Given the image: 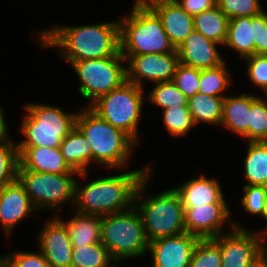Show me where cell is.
<instances>
[{
	"label": "cell",
	"mask_w": 267,
	"mask_h": 267,
	"mask_svg": "<svg viewBox=\"0 0 267 267\" xmlns=\"http://www.w3.org/2000/svg\"><path fill=\"white\" fill-rule=\"evenodd\" d=\"M260 217H263L265 220H267V196H266L265 204H264L263 211ZM265 227H266L265 230L261 232L267 236V225Z\"/></svg>",
	"instance_id": "45"
},
{
	"label": "cell",
	"mask_w": 267,
	"mask_h": 267,
	"mask_svg": "<svg viewBox=\"0 0 267 267\" xmlns=\"http://www.w3.org/2000/svg\"><path fill=\"white\" fill-rule=\"evenodd\" d=\"M75 175L79 176L80 173L36 172L25 170L19 165L17 179L23 185L37 211L48 208L56 213L61 204H74Z\"/></svg>",
	"instance_id": "9"
},
{
	"label": "cell",
	"mask_w": 267,
	"mask_h": 267,
	"mask_svg": "<svg viewBox=\"0 0 267 267\" xmlns=\"http://www.w3.org/2000/svg\"><path fill=\"white\" fill-rule=\"evenodd\" d=\"M231 73L224 61L222 64L200 70L199 93L225 98V90L231 85ZM224 94V95H223Z\"/></svg>",
	"instance_id": "29"
},
{
	"label": "cell",
	"mask_w": 267,
	"mask_h": 267,
	"mask_svg": "<svg viewBox=\"0 0 267 267\" xmlns=\"http://www.w3.org/2000/svg\"><path fill=\"white\" fill-rule=\"evenodd\" d=\"M76 127L91 145L92 163L108 169L127 168L130 155L138 145L128 134L106 122L89 106L78 112Z\"/></svg>",
	"instance_id": "4"
},
{
	"label": "cell",
	"mask_w": 267,
	"mask_h": 267,
	"mask_svg": "<svg viewBox=\"0 0 267 267\" xmlns=\"http://www.w3.org/2000/svg\"><path fill=\"white\" fill-rule=\"evenodd\" d=\"M247 62V75L250 81L267 94V55L254 54L243 58Z\"/></svg>",
	"instance_id": "38"
},
{
	"label": "cell",
	"mask_w": 267,
	"mask_h": 267,
	"mask_svg": "<svg viewBox=\"0 0 267 267\" xmlns=\"http://www.w3.org/2000/svg\"><path fill=\"white\" fill-rule=\"evenodd\" d=\"M0 267H2V257L0 256Z\"/></svg>",
	"instance_id": "47"
},
{
	"label": "cell",
	"mask_w": 267,
	"mask_h": 267,
	"mask_svg": "<svg viewBox=\"0 0 267 267\" xmlns=\"http://www.w3.org/2000/svg\"><path fill=\"white\" fill-rule=\"evenodd\" d=\"M151 178L152 170L140 181L134 197L148 241L185 233V210L178 192L171 188L146 197Z\"/></svg>",
	"instance_id": "3"
},
{
	"label": "cell",
	"mask_w": 267,
	"mask_h": 267,
	"mask_svg": "<svg viewBox=\"0 0 267 267\" xmlns=\"http://www.w3.org/2000/svg\"><path fill=\"white\" fill-rule=\"evenodd\" d=\"M16 267H50L43 253L17 251L5 255Z\"/></svg>",
	"instance_id": "40"
},
{
	"label": "cell",
	"mask_w": 267,
	"mask_h": 267,
	"mask_svg": "<svg viewBox=\"0 0 267 267\" xmlns=\"http://www.w3.org/2000/svg\"><path fill=\"white\" fill-rule=\"evenodd\" d=\"M71 267H118L107 248L101 243L73 246Z\"/></svg>",
	"instance_id": "28"
},
{
	"label": "cell",
	"mask_w": 267,
	"mask_h": 267,
	"mask_svg": "<svg viewBox=\"0 0 267 267\" xmlns=\"http://www.w3.org/2000/svg\"><path fill=\"white\" fill-rule=\"evenodd\" d=\"M152 169L150 163L143 169L101 177L84 185L76 180L74 210L102 217L130 209L140 181Z\"/></svg>",
	"instance_id": "2"
},
{
	"label": "cell",
	"mask_w": 267,
	"mask_h": 267,
	"mask_svg": "<svg viewBox=\"0 0 267 267\" xmlns=\"http://www.w3.org/2000/svg\"><path fill=\"white\" fill-rule=\"evenodd\" d=\"M3 112L4 110L0 106V143H3L10 138V136L8 135V126Z\"/></svg>",
	"instance_id": "42"
},
{
	"label": "cell",
	"mask_w": 267,
	"mask_h": 267,
	"mask_svg": "<svg viewBox=\"0 0 267 267\" xmlns=\"http://www.w3.org/2000/svg\"><path fill=\"white\" fill-rule=\"evenodd\" d=\"M2 267H16V266L5 255H3Z\"/></svg>",
	"instance_id": "46"
},
{
	"label": "cell",
	"mask_w": 267,
	"mask_h": 267,
	"mask_svg": "<svg viewBox=\"0 0 267 267\" xmlns=\"http://www.w3.org/2000/svg\"><path fill=\"white\" fill-rule=\"evenodd\" d=\"M170 1H176V0H135V3L133 4V7L150 8L156 3L170 2Z\"/></svg>",
	"instance_id": "43"
},
{
	"label": "cell",
	"mask_w": 267,
	"mask_h": 267,
	"mask_svg": "<svg viewBox=\"0 0 267 267\" xmlns=\"http://www.w3.org/2000/svg\"><path fill=\"white\" fill-rule=\"evenodd\" d=\"M241 206L247 213L261 216L267 196V186L244 185Z\"/></svg>",
	"instance_id": "37"
},
{
	"label": "cell",
	"mask_w": 267,
	"mask_h": 267,
	"mask_svg": "<svg viewBox=\"0 0 267 267\" xmlns=\"http://www.w3.org/2000/svg\"><path fill=\"white\" fill-rule=\"evenodd\" d=\"M200 69L178 63L173 82L177 88L187 97L195 96L199 90Z\"/></svg>",
	"instance_id": "36"
},
{
	"label": "cell",
	"mask_w": 267,
	"mask_h": 267,
	"mask_svg": "<svg viewBox=\"0 0 267 267\" xmlns=\"http://www.w3.org/2000/svg\"><path fill=\"white\" fill-rule=\"evenodd\" d=\"M189 267H221L220 247L211 239H199Z\"/></svg>",
	"instance_id": "34"
},
{
	"label": "cell",
	"mask_w": 267,
	"mask_h": 267,
	"mask_svg": "<svg viewBox=\"0 0 267 267\" xmlns=\"http://www.w3.org/2000/svg\"><path fill=\"white\" fill-rule=\"evenodd\" d=\"M37 212L23 185L16 179L0 189V225L7 236H11L19 221Z\"/></svg>",
	"instance_id": "16"
},
{
	"label": "cell",
	"mask_w": 267,
	"mask_h": 267,
	"mask_svg": "<svg viewBox=\"0 0 267 267\" xmlns=\"http://www.w3.org/2000/svg\"><path fill=\"white\" fill-rule=\"evenodd\" d=\"M252 16L229 19L223 46L236 51L240 59L254 55Z\"/></svg>",
	"instance_id": "24"
},
{
	"label": "cell",
	"mask_w": 267,
	"mask_h": 267,
	"mask_svg": "<svg viewBox=\"0 0 267 267\" xmlns=\"http://www.w3.org/2000/svg\"><path fill=\"white\" fill-rule=\"evenodd\" d=\"M143 88L125 81L119 88L100 96L89 107L113 127L128 134L137 144L139 120L142 118ZM139 137V138H138Z\"/></svg>",
	"instance_id": "8"
},
{
	"label": "cell",
	"mask_w": 267,
	"mask_h": 267,
	"mask_svg": "<svg viewBox=\"0 0 267 267\" xmlns=\"http://www.w3.org/2000/svg\"><path fill=\"white\" fill-rule=\"evenodd\" d=\"M101 243L117 264L124 259L139 258L148 253L150 242L134 206L101 217Z\"/></svg>",
	"instance_id": "6"
},
{
	"label": "cell",
	"mask_w": 267,
	"mask_h": 267,
	"mask_svg": "<svg viewBox=\"0 0 267 267\" xmlns=\"http://www.w3.org/2000/svg\"><path fill=\"white\" fill-rule=\"evenodd\" d=\"M184 210L186 232L200 239L214 238L226 233L222 231V226L232 220L227 203H210Z\"/></svg>",
	"instance_id": "15"
},
{
	"label": "cell",
	"mask_w": 267,
	"mask_h": 267,
	"mask_svg": "<svg viewBox=\"0 0 267 267\" xmlns=\"http://www.w3.org/2000/svg\"><path fill=\"white\" fill-rule=\"evenodd\" d=\"M251 267H267V251Z\"/></svg>",
	"instance_id": "44"
},
{
	"label": "cell",
	"mask_w": 267,
	"mask_h": 267,
	"mask_svg": "<svg viewBox=\"0 0 267 267\" xmlns=\"http://www.w3.org/2000/svg\"><path fill=\"white\" fill-rule=\"evenodd\" d=\"M174 189L178 192L184 208L210 203H227L218 180L201 175L194 177Z\"/></svg>",
	"instance_id": "20"
},
{
	"label": "cell",
	"mask_w": 267,
	"mask_h": 267,
	"mask_svg": "<svg viewBox=\"0 0 267 267\" xmlns=\"http://www.w3.org/2000/svg\"><path fill=\"white\" fill-rule=\"evenodd\" d=\"M251 110V94L241 93L239 96H226L223 100L221 126L238 136L247 139L249 113Z\"/></svg>",
	"instance_id": "22"
},
{
	"label": "cell",
	"mask_w": 267,
	"mask_h": 267,
	"mask_svg": "<svg viewBox=\"0 0 267 267\" xmlns=\"http://www.w3.org/2000/svg\"><path fill=\"white\" fill-rule=\"evenodd\" d=\"M217 6L229 19L256 16L264 11L260 0H217Z\"/></svg>",
	"instance_id": "35"
},
{
	"label": "cell",
	"mask_w": 267,
	"mask_h": 267,
	"mask_svg": "<svg viewBox=\"0 0 267 267\" xmlns=\"http://www.w3.org/2000/svg\"><path fill=\"white\" fill-rule=\"evenodd\" d=\"M254 54L267 55V12L252 16Z\"/></svg>",
	"instance_id": "39"
},
{
	"label": "cell",
	"mask_w": 267,
	"mask_h": 267,
	"mask_svg": "<svg viewBox=\"0 0 267 267\" xmlns=\"http://www.w3.org/2000/svg\"><path fill=\"white\" fill-rule=\"evenodd\" d=\"M11 140L0 143V189L17 179L20 165L18 143Z\"/></svg>",
	"instance_id": "32"
},
{
	"label": "cell",
	"mask_w": 267,
	"mask_h": 267,
	"mask_svg": "<svg viewBox=\"0 0 267 267\" xmlns=\"http://www.w3.org/2000/svg\"><path fill=\"white\" fill-rule=\"evenodd\" d=\"M247 143L243 163L245 185L267 186V141Z\"/></svg>",
	"instance_id": "25"
},
{
	"label": "cell",
	"mask_w": 267,
	"mask_h": 267,
	"mask_svg": "<svg viewBox=\"0 0 267 267\" xmlns=\"http://www.w3.org/2000/svg\"><path fill=\"white\" fill-rule=\"evenodd\" d=\"M59 214L49 219L38 234V246L50 267H71L73 245Z\"/></svg>",
	"instance_id": "14"
},
{
	"label": "cell",
	"mask_w": 267,
	"mask_h": 267,
	"mask_svg": "<svg viewBox=\"0 0 267 267\" xmlns=\"http://www.w3.org/2000/svg\"><path fill=\"white\" fill-rule=\"evenodd\" d=\"M267 141V99L251 95L248 142Z\"/></svg>",
	"instance_id": "31"
},
{
	"label": "cell",
	"mask_w": 267,
	"mask_h": 267,
	"mask_svg": "<svg viewBox=\"0 0 267 267\" xmlns=\"http://www.w3.org/2000/svg\"><path fill=\"white\" fill-rule=\"evenodd\" d=\"M20 132L25 137L18 147L59 148L62 140L76 127L77 113H67L62 108L48 104L25 105Z\"/></svg>",
	"instance_id": "7"
},
{
	"label": "cell",
	"mask_w": 267,
	"mask_h": 267,
	"mask_svg": "<svg viewBox=\"0 0 267 267\" xmlns=\"http://www.w3.org/2000/svg\"><path fill=\"white\" fill-rule=\"evenodd\" d=\"M126 60V81L143 87V80L152 83L173 81L179 63L177 50L169 53L122 55Z\"/></svg>",
	"instance_id": "12"
},
{
	"label": "cell",
	"mask_w": 267,
	"mask_h": 267,
	"mask_svg": "<svg viewBox=\"0 0 267 267\" xmlns=\"http://www.w3.org/2000/svg\"><path fill=\"white\" fill-rule=\"evenodd\" d=\"M59 149L68 166L80 173L79 177L88 176L87 167L92 162V148L77 127L62 140Z\"/></svg>",
	"instance_id": "21"
},
{
	"label": "cell",
	"mask_w": 267,
	"mask_h": 267,
	"mask_svg": "<svg viewBox=\"0 0 267 267\" xmlns=\"http://www.w3.org/2000/svg\"><path fill=\"white\" fill-rule=\"evenodd\" d=\"M126 60L120 50L111 57L87 59L71 64L80 79L79 93L90 102L119 88L126 81Z\"/></svg>",
	"instance_id": "10"
},
{
	"label": "cell",
	"mask_w": 267,
	"mask_h": 267,
	"mask_svg": "<svg viewBox=\"0 0 267 267\" xmlns=\"http://www.w3.org/2000/svg\"><path fill=\"white\" fill-rule=\"evenodd\" d=\"M150 90L148 101L161 110L174 107H188V98L177 88L173 81L154 83Z\"/></svg>",
	"instance_id": "30"
},
{
	"label": "cell",
	"mask_w": 267,
	"mask_h": 267,
	"mask_svg": "<svg viewBox=\"0 0 267 267\" xmlns=\"http://www.w3.org/2000/svg\"><path fill=\"white\" fill-rule=\"evenodd\" d=\"M199 239L185 232L151 241L148 248L152 255L151 267H189Z\"/></svg>",
	"instance_id": "13"
},
{
	"label": "cell",
	"mask_w": 267,
	"mask_h": 267,
	"mask_svg": "<svg viewBox=\"0 0 267 267\" xmlns=\"http://www.w3.org/2000/svg\"><path fill=\"white\" fill-rule=\"evenodd\" d=\"M176 2L184 11L192 16L212 9L217 5V0H176Z\"/></svg>",
	"instance_id": "41"
},
{
	"label": "cell",
	"mask_w": 267,
	"mask_h": 267,
	"mask_svg": "<svg viewBox=\"0 0 267 267\" xmlns=\"http://www.w3.org/2000/svg\"><path fill=\"white\" fill-rule=\"evenodd\" d=\"M224 98L197 93L188 98V109L195 125L200 122L221 125Z\"/></svg>",
	"instance_id": "27"
},
{
	"label": "cell",
	"mask_w": 267,
	"mask_h": 267,
	"mask_svg": "<svg viewBox=\"0 0 267 267\" xmlns=\"http://www.w3.org/2000/svg\"><path fill=\"white\" fill-rule=\"evenodd\" d=\"M162 112L164 126L174 137H184L193 126H196L188 107H172Z\"/></svg>",
	"instance_id": "33"
},
{
	"label": "cell",
	"mask_w": 267,
	"mask_h": 267,
	"mask_svg": "<svg viewBox=\"0 0 267 267\" xmlns=\"http://www.w3.org/2000/svg\"><path fill=\"white\" fill-rule=\"evenodd\" d=\"M229 18L216 5L212 9L193 16L194 30L221 46L227 38Z\"/></svg>",
	"instance_id": "26"
},
{
	"label": "cell",
	"mask_w": 267,
	"mask_h": 267,
	"mask_svg": "<svg viewBox=\"0 0 267 267\" xmlns=\"http://www.w3.org/2000/svg\"><path fill=\"white\" fill-rule=\"evenodd\" d=\"M217 45L220 44L193 30L176 49L179 62L200 70L216 67L224 62Z\"/></svg>",
	"instance_id": "17"
},
{
	"label": "cell",
	"mask_w": 267,
	"mask_h": 267,
	"mask_svg": "<svg viewBox=\"0 0 267 267\" xmlns=\"http://www.w3.org/2000/svg\"><path fill=\"white\" fill-rule=\"evenodd\" d=\"M150 8L161 19L164 31L176 49L194 30L193 16L176 1L156 3Z\"/></svg>",
	"instance_id": "19"
},
{
	"label": "cell",
	"mask_w": 267,
	"mask_h": 267,
	"mask_svg": "<svg viewBox=\"0 0 267 267\" xmlns=\"http://www.w3.org/2000/svg\"><path fill=\"white\" fill-rule=\"evenodd\" d=\"M119 20L120 53L142 55L176 51L166 35L161 19L151 8L133 7Z\"/></svg>",
	"instance_id": "5"
},
{
	"label": "cell",
	"mask_w": 267,
	"mask_h": 267,
	"mask_svg": "<svg viewBox=\"0 0 267 267\" xmlns=\"http://www.w3.org/2000/svg\"><path fill=\"white\" fill-rule=\"evenodd\" d=\"M41 48L56 47L62 60L73 62L114 56L120 50L119 20L80 26H53L39 32ZM41 35V36H40Z\"/></svg>",
	"instance_id": "1"
},
{
	"label": "cell",
	"mask_w": 267,
	"mask_h": 267,
	"mask_svg": "<svg viewBox=\"0 0 267 267\" xmlns=\"http://www.w3.org/2000/svg\"><path fill=\"white\" fill-rule=\"evenodd\" d=\"M20 166L36 172L65 174L78 173L65 162L59 148L18 147Z\"/></svg>",
	"instance_id": "18"
},
{
	"label": "cell",
	"mask_w": 267,
	"mask_h": 267,
	"mask_svg": "<svg viewBox=\"0 0 267 267\" xmlns=\"http://www.w3.org/2000/svg\"><path fill=\"white\" fill-rule=\"evenodd\" d=\"M229 225V232L211 238L220 247L221 267H251L267 251V236L234 221Z\"/></svg>",
	"instance_id": "11"
},
{
	"label": "cell",
	"mask_w": 267,
	"mask_h": 267,
	"mask_svg": "<svg viewBox=\"0 0 267 267\" xmlns=\"http://www.w3.org/2000/svg\"><path fill=\"white\" fill-rule=\"evenodd\" d=\"M75 213L74 217L66 222L60 218L66 225L72 245L87 246L101 242V217Z\"/></svg>",
	"instance_id": "23"
}]
</instances>
